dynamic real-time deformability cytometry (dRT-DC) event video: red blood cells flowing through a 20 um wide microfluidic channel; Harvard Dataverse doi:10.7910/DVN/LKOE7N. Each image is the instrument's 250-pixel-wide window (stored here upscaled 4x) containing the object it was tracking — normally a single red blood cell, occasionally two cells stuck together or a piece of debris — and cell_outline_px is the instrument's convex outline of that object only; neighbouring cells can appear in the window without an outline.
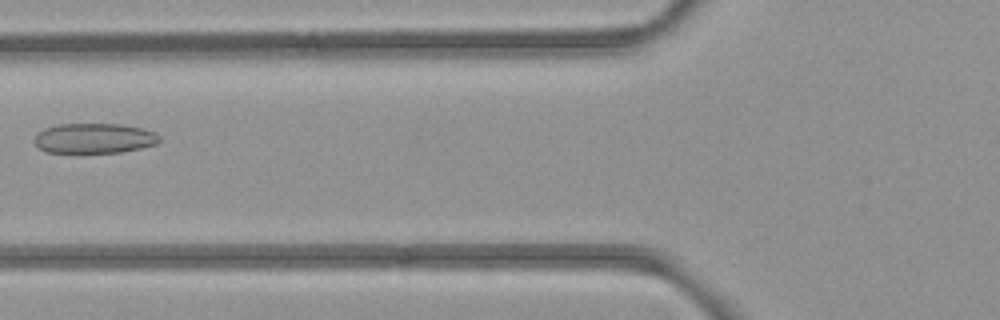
{"species": "common noctule bat (a hibernating species)", "species_latin": "Nyctalus noctula", "temperature_condition": "room temperature", "stored_images_in_passage": 4, "camera_frame_rate_fps": 3000, "um_per_image_px": 0.085, "animal": {"sex": "female", "body_mass_g": 21.9}, "frame": {"image": 1, "passage_image": 3, "time_ms": 2.333, "image_size_px": [1000, 320], "cell_outline_px": [[160, 140], [156, 144], [140, 148], [120, 152], [48, 152], [40, 148], [32, 140], [44, 128], [56, 124], [120, 124], [140, 128], [156, 132], [160, 136]], "centroid_in_image_um": [8.02, 11.74], "position_along_channel_um": 117.8, "area_um2": 21.73}}
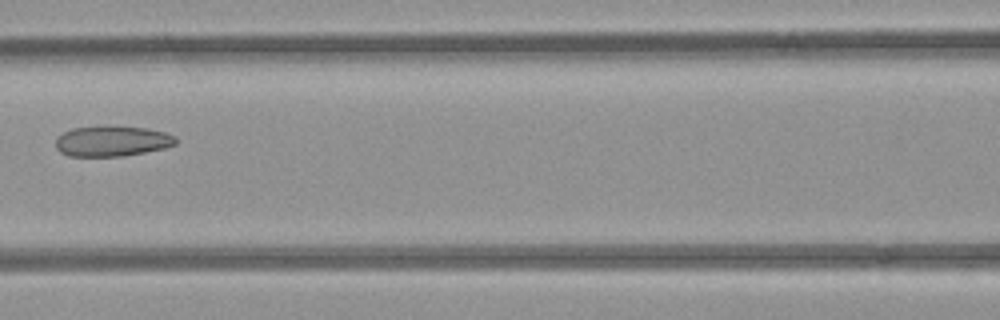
{"frame": {"image": 2, "passage_image": 4, "time_ms": 3.333, "image_size_px": [1000, 320], "cell_outline_px": [[176, 144], [164, 148], [124, 156], [68, 156], [60, 152], [56, 148], [56, 136], [72, 128], [148, 128], [164, 132], [176, 136]], "centroid_in_image_um": [9.52, 12.03], "position_along_channel_um": 157.1, "area_um2": 20.75}}